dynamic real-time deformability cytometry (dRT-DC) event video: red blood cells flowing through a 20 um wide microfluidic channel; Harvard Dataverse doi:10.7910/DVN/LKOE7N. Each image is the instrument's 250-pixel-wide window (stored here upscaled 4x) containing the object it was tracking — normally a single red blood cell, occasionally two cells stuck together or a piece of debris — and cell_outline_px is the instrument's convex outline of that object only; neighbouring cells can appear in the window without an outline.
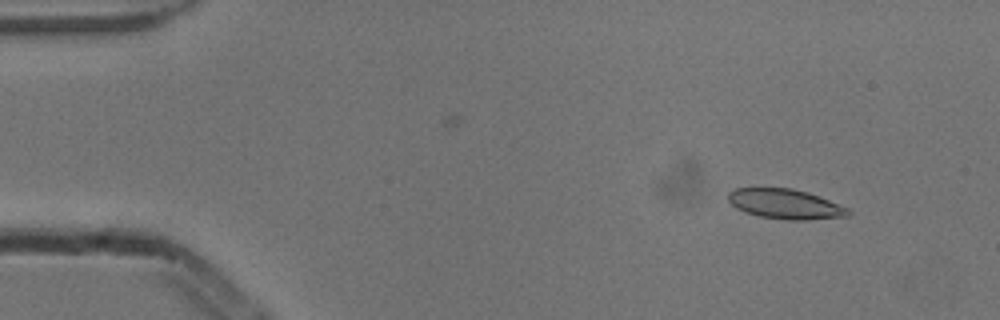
{"species": "common noctule bat (a hibernating species)", "species_latin": "Nyctalus noctula", "temperature_condition": "cold", "stored_images_in_passage": 5, "camera_frame_rate_fps": 3000, "um_per_image_px": 0.085, "animal": {"sex": "male", "body_mass_g": 13.3}, "frame": {"image": 1, "passage_image": 1, "time_ms": 0.0, "image_size_px": [1000, 320], "cell_outline_px": [[852, 212], [848, 216], [804, 220], [788, 220], [760, 216], [744, 212], [736, 208], [728, 200], [728, 192], [736, 188], [792, 188], [808, 192], [820, 196], [848, 208]], "centroid_in_image_um": [66.76, 17.34], "position_along_channel_um": 18.2, "area_um2": 20.92}}
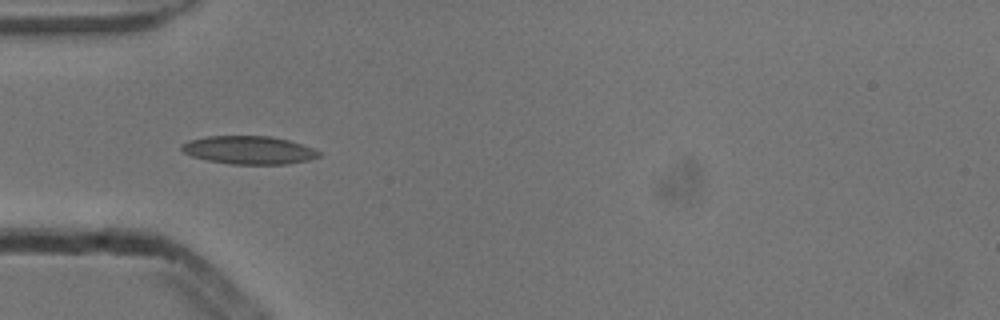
{"frame": {"image": 2, "passage_image": 4, "time_ms": 1.0, "image_size_px": [1000, 320], "cell_outline_px": [[320, 156], [308, 160], [288, 164], [228, 164], [208, 160], [192, 156], [184, 152], [180, 148], [180, 144], [188, 140], [208, 136], [268, 136], [288, 140], [312, 148], [320, 152]], "centroid_in_image_um": [21.12, 12.76], "position_along_channel_um": 63.9, "area_um2": 22.43}}
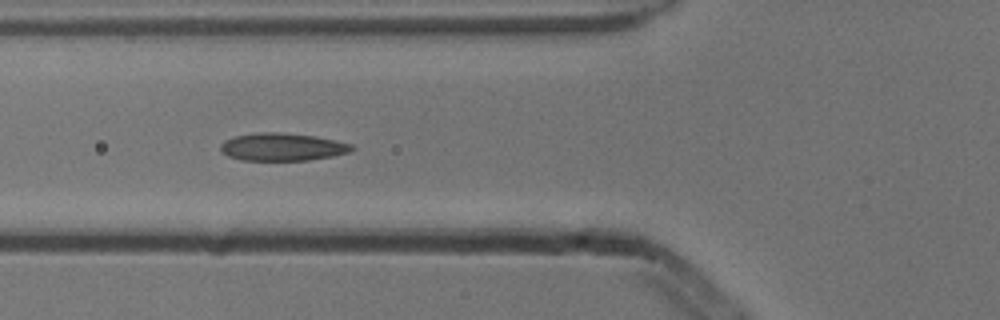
{"frame": {"image": 3, "passage_image": 5, "time_ms": 1.333, "image_size_px": [1000, 320], "cell_outline_px": [[356, 148], [348, 152], [332, 156], [308, 160], [240, 160], [228, 156], [220, 148], [220, 144], [224, 140], [236, 136], [260, 132], [280, 132], [316, 136], [352, 144]], "centroid_in_image_um": [24.0, 12.48], "position_along_channel_um": 101.8, "area_um2": 21.1}}